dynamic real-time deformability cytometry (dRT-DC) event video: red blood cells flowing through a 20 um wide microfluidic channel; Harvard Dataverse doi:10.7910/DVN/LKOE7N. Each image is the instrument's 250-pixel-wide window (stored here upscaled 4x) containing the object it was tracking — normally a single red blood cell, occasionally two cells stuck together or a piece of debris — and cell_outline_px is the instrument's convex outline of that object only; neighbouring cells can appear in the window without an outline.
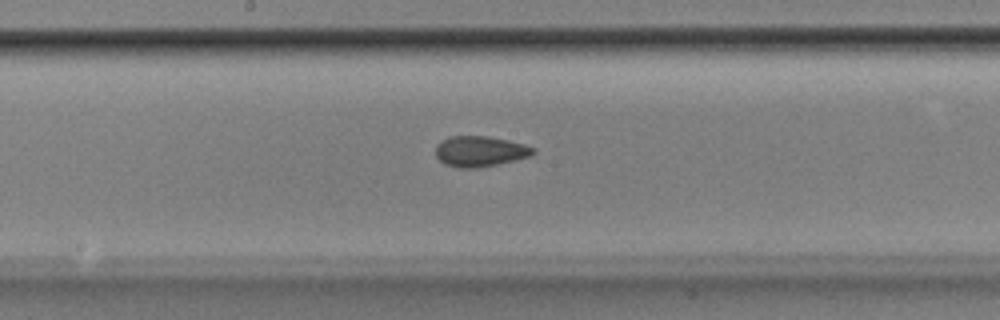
{"species": "Egyptian fruit bat (a non-hibernating species)", "species_latin": "Rousettus aegyptiacus", "temperature_condition": "room temperature", "stored_images_in_passage": 52, "camera_frame_rate_fps": 3000, "um_per_image_px": 0.085, "animal": {"sex": "male"}, "frame": {"image": 1, "passage_image": 27, "time_ms": 8.667, "image_size_px": [1000, 320], "cell_outline_px": [[536, 152], [532, 156], [516, 160], [476, 168], [460, 168], [444, 164], [436, 156], [436, 144], [440, 140], [448, 136], [488, 136], [508, 140], [524, 144], [536, 148]], "centroid_in_image_um": [40.81, 12.85], "position_along_channel_um": 207.4, "area_um2": 17.57}}
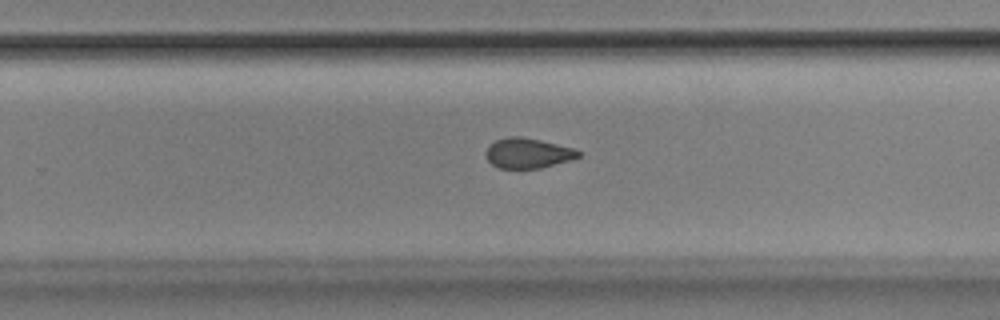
{"frame": {"image": 2, "passage_image": 33, "time_ms": 10.667, "image_size_px": [1000, 320], "cell_outline_px": [[580, 156], [572, 160], [540, 168], [500, 168], [492, 164], [488, 160], [484, 152], [496, 140], [508, 136], [520, 136], [540, 140], [572, 148], [580, 152]], "centroid_in_image_um": [44.86, 13.02], "position_along_channel_um": 284.9, "area_um2": 16.07}}
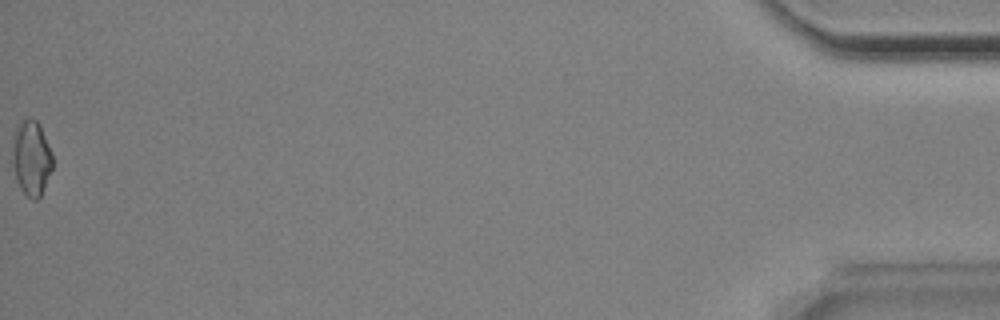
{"frame": {"image": 3, "passage_image": 52, "time_ms": 17.0, "image_size_px": [1000, 320], "cell_outline_px": [[52, 168], [40, 196], [36, 200], [32, 200], [20, 188], [16, 176], [12, 160], [12, 152], [16, 128], [20, 120], [28, 116], [36, 120], [40, 124], [52, 152]], "centroid_in_image_um": [2.67, 13.38], "position_along_channel_um": 432.5, "area_um2": 17.46}, "authors_computed_cell_mechanics": {"area_um2": 17.2533, "velocity_mm_per_s": 3.8928, "shape_relaxation_time_tau1_ms": null, "shape_relaxation_time_tau2_ms": 1.5353, "deformation_change_tau1": null, "deformation_change_tau2": 0.0684}}